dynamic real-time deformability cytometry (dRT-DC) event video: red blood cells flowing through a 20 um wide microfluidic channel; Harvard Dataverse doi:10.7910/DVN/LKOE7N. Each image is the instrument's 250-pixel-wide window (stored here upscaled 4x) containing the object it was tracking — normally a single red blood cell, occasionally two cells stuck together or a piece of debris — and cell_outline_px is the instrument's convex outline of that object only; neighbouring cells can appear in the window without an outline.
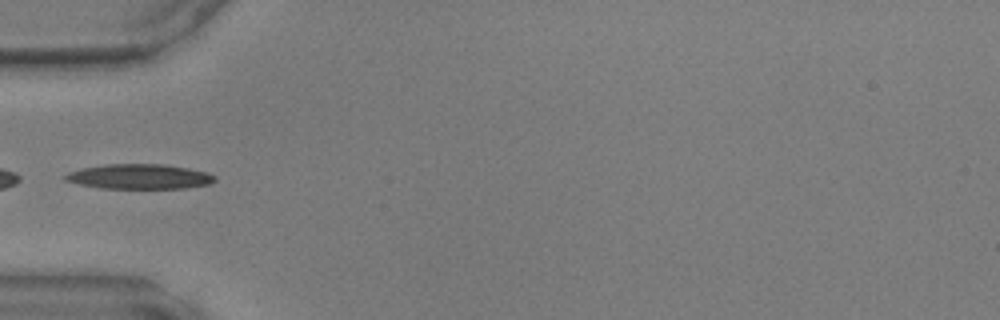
{"species": "common noctule bat (a hibernating species)", "species_latin": "Nyctalus noctula", "temperature_condition": "warm", "stored_images_in_passage": 31, "camera_frame_rate_fps": 3000, "um_per_image_px": 0.085, "animal": {"sex": "male", "body_mass_g": 17.9, "forearm_length_mm": 54.2}, "frame": {"image": 1, "passage_image": 1, "time_ms": 0.0, "image_size_px": [1000, 320], "cell_outline_px": [[216, 180], [208, 184], [184, 188], [100, 188], [80, 184], [64, 180], [60, 176], [68, 172], [80, 168], [108, 164], [160, 164], [188, 168], [204, 172], [216, 176]], "centroid_in_image_um": [11.78, 15.0], "position_along_channel_um": 73.2, "area_um2": 21.62}}